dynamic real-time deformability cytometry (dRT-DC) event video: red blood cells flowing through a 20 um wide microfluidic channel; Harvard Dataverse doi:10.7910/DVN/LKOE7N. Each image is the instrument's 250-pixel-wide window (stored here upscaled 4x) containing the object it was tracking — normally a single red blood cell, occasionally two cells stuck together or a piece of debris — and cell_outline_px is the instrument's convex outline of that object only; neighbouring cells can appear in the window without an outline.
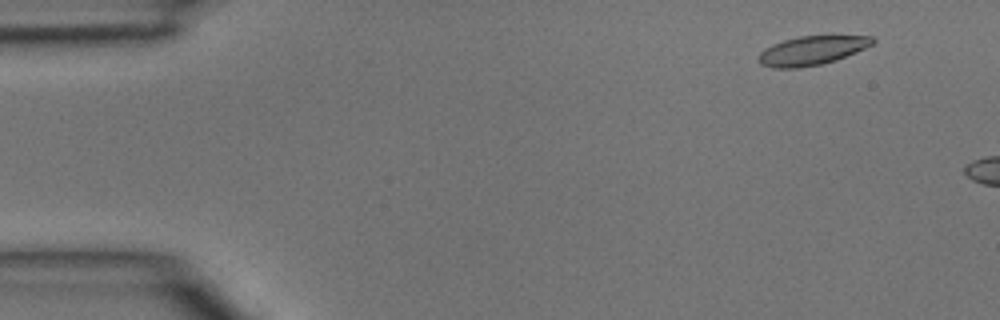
{"species": "common noctule bat (a hibernating species)", "species_latin": "Nyctalus noctula", "temperature_condition": "room temperature", "stored_images_in_passage": 5, "camera_frame_rate_fps": 3000, "um_per_image_px": 0.085, "animal": {"sex": "male", "body_mass_g": 15.6}, "frame": {"image": 1, "passage_image": 1, "time_ms": 0.0, "image_size_px": [1000, 320], "cell_outline_px": [[876, 40], [872, 44], [856, 52], [836, 60], [820, 64], [796, 68], [772, 68], [760, 64], [760, 52], [764, 48], [772, 44], [784, 40], [800, 36], [872, 36]], "centroid_in_image_um": [68.99, 4.29], "position_along_channel_um": 16.0, "area_um2": 19.02}}